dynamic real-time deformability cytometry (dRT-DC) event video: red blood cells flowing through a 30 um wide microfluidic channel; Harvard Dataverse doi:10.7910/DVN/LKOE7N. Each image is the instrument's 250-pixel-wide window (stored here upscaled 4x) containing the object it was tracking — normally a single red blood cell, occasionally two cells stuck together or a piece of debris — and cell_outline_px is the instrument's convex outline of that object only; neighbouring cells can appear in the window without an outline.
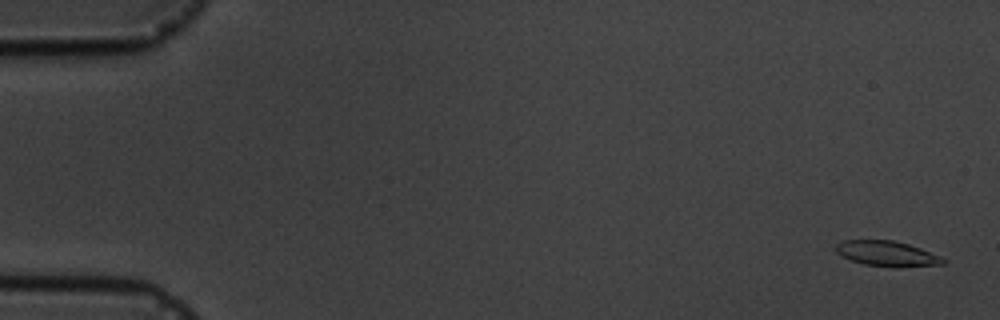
{"species": "common noctule bat (a hibernating species)", "species_latin": "Nyctalus noctula", "temperature_condition": "cold", "stored_images_in_passage": 6, "camera_frame_rate_fps": 3000, "um_per_image_px": 0.085, "animal": {"sex": "male", "body_mass_g": 19.5, "forearm_length_mm": 54.6}, "frame": {"image": 1, "passage_image": 1, "time_ms": 0.0, "image_size_px": [1000, 320], "cell_outline_px": [[948, 260], [944, 264], [864, 264], [852, 260], [836, 252], [836, 244], [844, 240], [892, 240], [908, 244], [920, 248], [940, 256]], "centroid_in_image_um": [75.35, 21.49], "position_along_channel_um": 9.7, "area_um2": 14.62}}
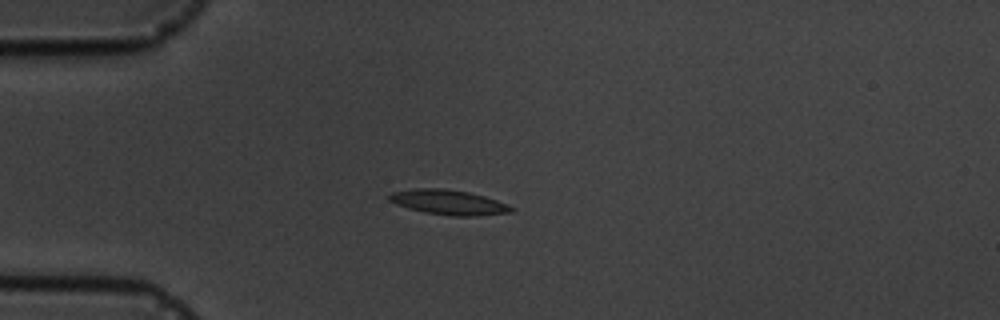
{"frame": {"image": 2, "passage_image": 4, "time_ms": 4.333, "image_size_px": [1000, 320], "cell_outline_px": [[516, 208], [512, 212], [476, 216], [452, 216], [424, 212], [408, 208], [396, 204], [388, 200], [388, 196], [392, 192], [416, 188], [444, 188], [468, 192], [484, 196], [508, 204]], "centroid_in_image_um": [38.14, 17.19], "position_along_channel_um": 46.9, "area_um2": 17.74}}
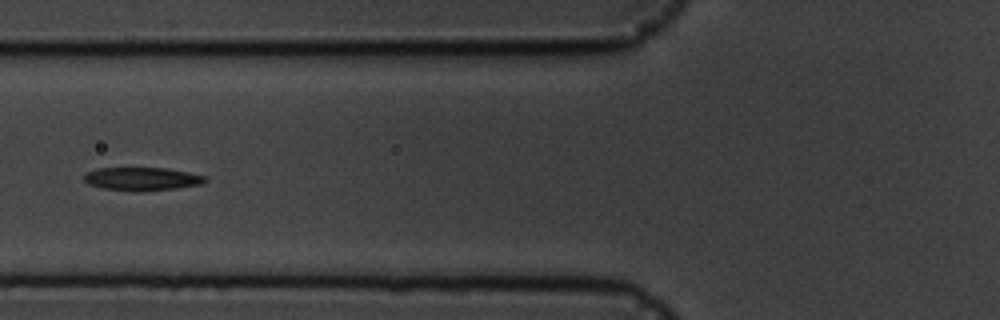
{"frame": {"image": 3, "passage_image": 6, "time_ms": 6.667, "image_size_px": [1000, 320], "cell_outline_px": [[208, 180], [200, 184], [176, 188], [140, 192], [132, 192], [104, 188], [88, 184], [84, 180], [84, 176], [88, 172], [96, 168], [164, 168], [188, 172], [208, 176]], "centroid_in_image_um": [12.08, 15.21], "position_along_channel_um": 113.7, "area_um2": 16.47}}